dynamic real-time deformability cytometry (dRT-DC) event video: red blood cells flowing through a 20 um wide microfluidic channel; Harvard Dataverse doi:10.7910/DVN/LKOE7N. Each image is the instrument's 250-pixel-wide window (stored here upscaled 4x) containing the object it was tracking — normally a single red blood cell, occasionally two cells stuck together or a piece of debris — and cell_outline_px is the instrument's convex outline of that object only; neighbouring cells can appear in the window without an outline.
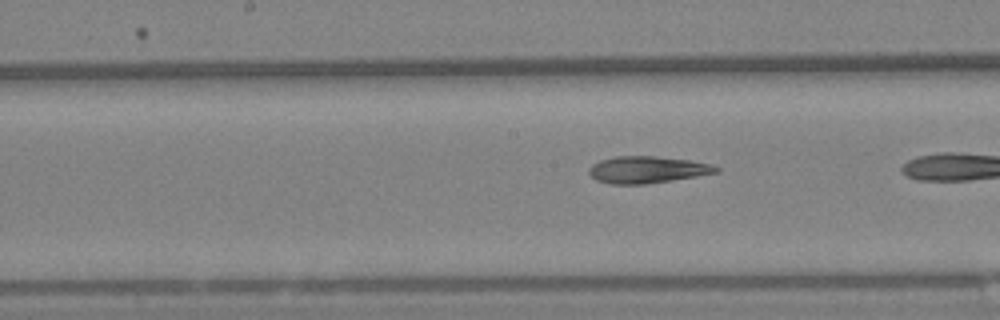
{"species": "Egyptian fruit bat (a non-hibernating species)", "species_latin": "Rousettus aegyptiacus", "temperature_condition": "warm", "stored_images_in_passage": 8, "camera_frame_rate_fps": 3000, "um_per_image_px": 0.085, "animal": {"sex": "female"}, "frame": {"image": 1, "passage_image": 7, "time_ms": 2.0, "image_size_px": [1000, 320], "cell_outline_px": [[720, 172], [672, 180], [644, 184], [612, 184], [596, 180], [588, 172], [588, 168], [592, 164], [600, 160], [616, 156], [656, 156], [688, 160], [708, 164], [720, 168]], "centroid_in_image_um": [54.98, 14.42], "position_along_channel_um": 193.2, "area_um2": 19.77}}